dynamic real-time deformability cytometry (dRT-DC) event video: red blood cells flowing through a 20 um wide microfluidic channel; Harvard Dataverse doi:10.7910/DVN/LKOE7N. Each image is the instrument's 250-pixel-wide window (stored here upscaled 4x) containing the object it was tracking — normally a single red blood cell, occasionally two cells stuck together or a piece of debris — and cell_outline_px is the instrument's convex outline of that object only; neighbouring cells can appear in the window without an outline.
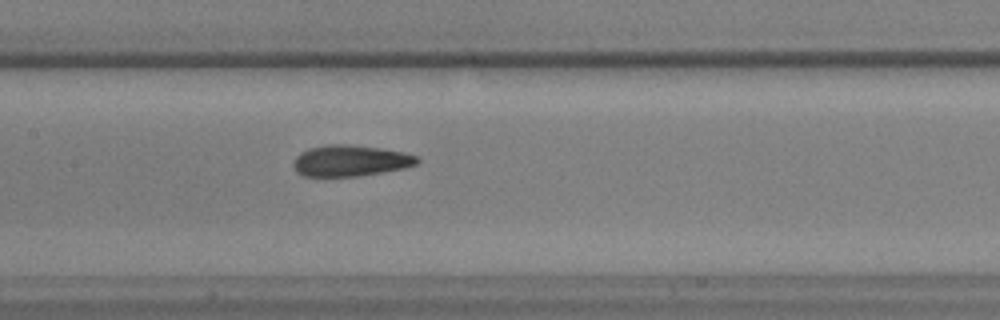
{"species": "common noctule bat (a hibernating species)", "species_latin": "Nyctalus noctula", "temperature_condition": "warm", "stored_images_in_passage": 35, "camera_frame_rate_fps": 3000, "um_per_image_px": 0.085, "animal": {"sex": "male", "body_mass_g": 17.9, "forearm_length_mm": 54.2}, "frame": {"image": 1, "passage_image": 14, "time_ms": 4.333, "image_size_px": [1000, 320], "cell_outline_px": [[420, 160], [416, 164], [404, 168], [360, 176], [304, 176], [296, 172], [292, 164], [296, 156], [300, 152], [308, 148], [328, 144], [344, 144], [380, 148], [404, 152], [416, 156]], "centroid_in_image_um": [29.75, 13.66], "position_along_channel_um": 177.7, "area_um2": 22.48}}
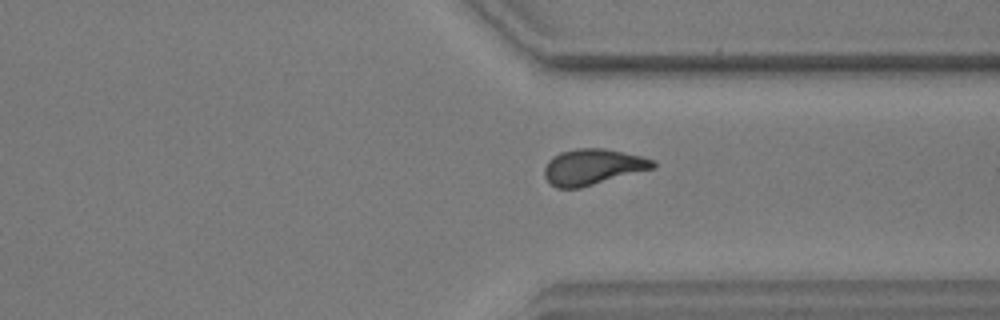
{"frame": {"image": 2, "passage_image": 27, "time_ms": 8.667, "image_size_px": [1000, 320], "cell_outline_px": [[656, 168], [580, 188], [556, 188], [544, 176], [544, 168], [548, 160], [552, 156], [560, 152], [576, 148], [604, 148], [640, 156], [656, 160]], "centroid_in_image_um": [50.39, 14.18], "position_along_channel_um": 361.0, "area_um2": 22.83}}
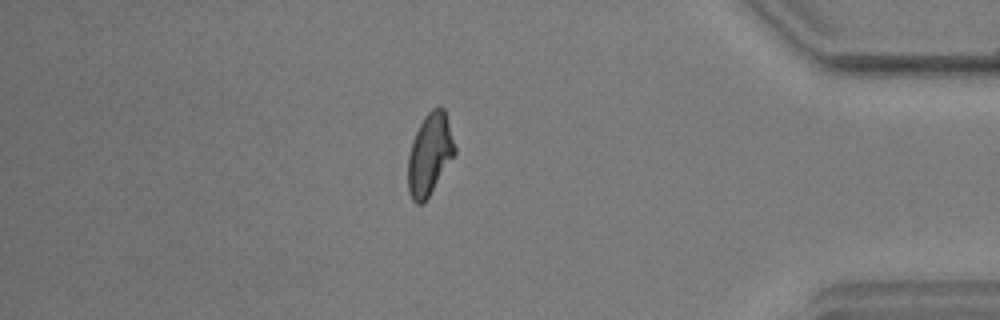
{"frame": {"image": 3, "passage_image": 32, "time_ms": 10.333, "image_size_px": [1000, 320], "cell_outline_px": [[456, 152], [424, 204], [416, 204], [412, 200], [408, 192], [408, 156], [412, 140], [424, 116], [436, 104], [440, 104], [444, 108], [456, 148]], "centroid_in_image_um": [36.51, 13.1], "position_along_channel_um": 398.7, "area_um2": 22.37}}